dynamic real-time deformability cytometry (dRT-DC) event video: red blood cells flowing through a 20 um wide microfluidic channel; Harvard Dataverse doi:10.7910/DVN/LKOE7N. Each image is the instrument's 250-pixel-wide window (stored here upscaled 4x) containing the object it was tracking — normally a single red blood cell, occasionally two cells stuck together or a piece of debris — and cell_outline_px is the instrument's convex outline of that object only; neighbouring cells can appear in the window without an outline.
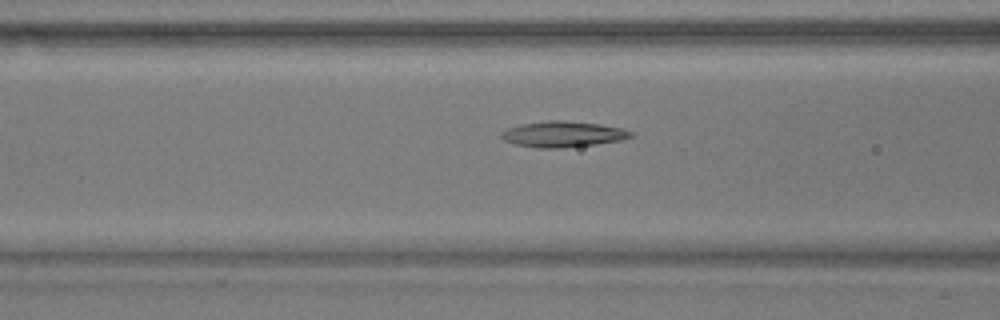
{"species": "common noctule bat (a hibernating species)", "species_latin": "Nyctalus noctula", "temperature_condition": "warm", "stored_images_in_passage": 9, "camera_frame_rate_fps": 3000, "um_per_image_px": 0.085, "animal": {"sex": "male", "body_mass_g": 17.9}, "frame": {"image": 1, "passage_image": 7, "time_ms": 2.0, "image_size_px": [1000, 320], "cell_outline_px": [[632, 136], [620, 140], [596, 144], [564, 148], [536, 148], [516, 144], [504, 140], [500, 136], [500, 132], [508, 128], [520, 124], [548, 120], [564, 120], [600, 124], [620, 128], [632, 132]], "centroid_in_image_um": [47.8, 11.4], "position_along_channel_um": 118.8, "area_um2": 19.48}}